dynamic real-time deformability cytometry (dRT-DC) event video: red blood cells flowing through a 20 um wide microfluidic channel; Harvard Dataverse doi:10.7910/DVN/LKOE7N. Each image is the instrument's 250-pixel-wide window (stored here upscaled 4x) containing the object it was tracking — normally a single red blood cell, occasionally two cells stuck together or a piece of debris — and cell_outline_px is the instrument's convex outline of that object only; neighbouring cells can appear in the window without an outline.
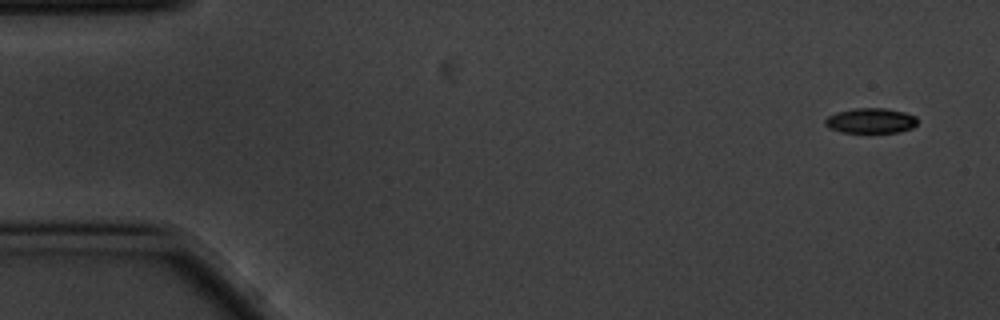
{"species": "common noctule bat (a hibernating species)", "species_latin": "Nyctalus noctula", "temperature_condition": "cold", "stored_images_in_passage": 6, "camera_frame_rate_fps": 3000, "um_per_image_px": 0.085, "animal": {"sex": "male", "body_mass_g": 20.1, "forearm_length_mm": 53.5}, "frame": {"image": 1, "passage_image": 1, "time_ms": 0.0, "image_size_px": [1000, 320], "cell_outline_px": [[916, 124], [912, 128], [900, 132], [840, 132], [828, 128], [824, 124], [824, 120], [828, 116], [836, 112], [852, 108], [888, 108], [904, 112], [916, 116]], "centroid_in_image_um": [73.98, 10.25], "position_along_channel_um": 11.0, "area_um2": 13.64}}
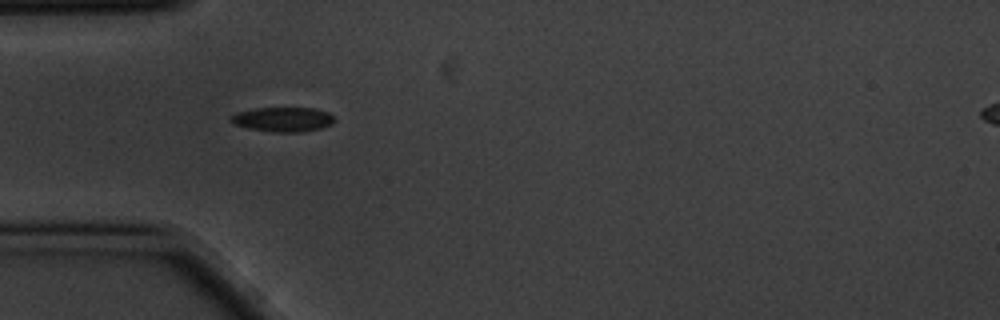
{"frame": {"image": 2, "passage_image": 5, "time_ms": 1.333, "image_size_px": [1000, 320], "cell_outline_px": [[336, 120], [332, 124], [320, 128], [300, 132], [276, 132], [248, 128], [232, 124], [228, 120], [236, 112], [256, 108], [316, 108], [328, 112]], "centroid_in_image_um": [24.04, 10.14], "position_along_channel_um": 61.0, "area_um2": 14.85}}